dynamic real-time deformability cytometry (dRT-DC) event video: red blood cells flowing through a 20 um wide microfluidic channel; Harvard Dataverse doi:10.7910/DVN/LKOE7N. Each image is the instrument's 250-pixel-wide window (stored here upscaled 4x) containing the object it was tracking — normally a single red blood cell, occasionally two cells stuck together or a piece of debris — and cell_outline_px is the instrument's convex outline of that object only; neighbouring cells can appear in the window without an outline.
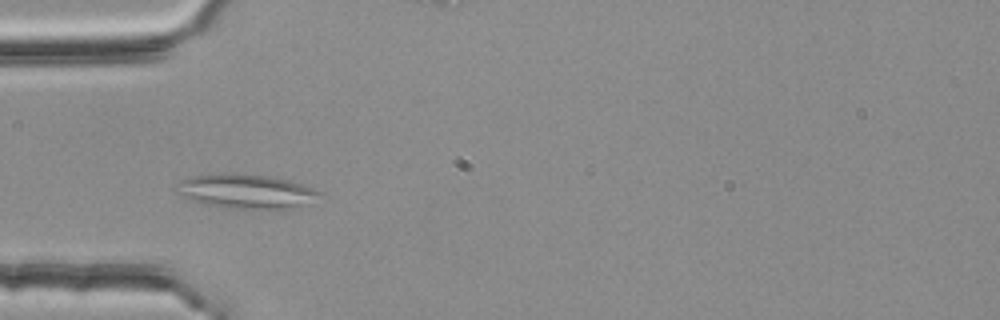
{"species": "common noctule bat (a hibernating species)", "species_latin": "Nyctalus noctula", "temperature_condition": "room temperature", "stored_images_in_passage": 39, "segment_of_instrument_passage": [1, 2], "camera_frame_rate_fps": 3000, "um_per_image_px": 0.085, "animal": {"sex": "female", "body_mass_g": 25.1}, "frame": {"image": 1, "passage_image": 9, "time_ms": 2.667, "image_size_px": [1000, 320], "cell_outline_px": [[324, 192], [312, 204], [300, 208], [220, 208], [204, 204], [192, 200], [172, 192], [172, 188], [180, 180], [192, 176], [224, 172], [268, 176], [288, 180]], "centroid_in_image_um": [20.88, 16.27], "position_along_channel_um": 64.1, "area_um2": 29.19}}